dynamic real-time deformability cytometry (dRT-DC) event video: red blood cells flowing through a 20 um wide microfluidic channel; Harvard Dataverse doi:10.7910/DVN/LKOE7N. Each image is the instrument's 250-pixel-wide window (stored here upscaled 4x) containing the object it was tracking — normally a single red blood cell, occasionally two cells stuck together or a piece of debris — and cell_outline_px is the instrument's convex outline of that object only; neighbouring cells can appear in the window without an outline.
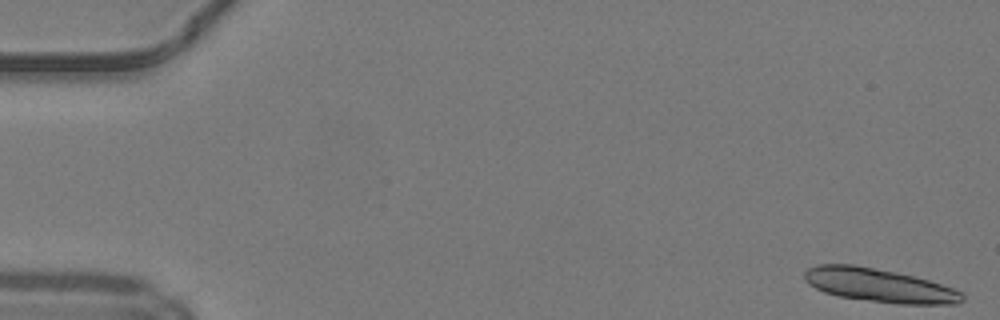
{"species": "common noctule bat (a hibernating species)", "species_latin": "Nyctalus noctula", "temperature_condition": "warm", "stored_images_in_passage": 19, "camera_frame_rate_fps": 3000, "um_per_image_px": 0.085, "animal": {"sex": "male", "body_mass_g": 19.2, "forearm_length_mm": 51.8}, "frame": {"image": 1, "passage_image": 1, "time_ms": 0.0, "image_size_px": [1000, 320], "cell_outline_px": [[964, 300], [960, 304], [896, 304], [840, 296], [824, 292], [808, 284], [804, 280], [804, 272], [808, 268], [816, 264], [852, 264], [896, 272], [928, 280], [964, 292]], "centroid_in_image_um": [74.73, 24.25], "position_along_channel_um": 10.3, "area_um2": 30.87}}
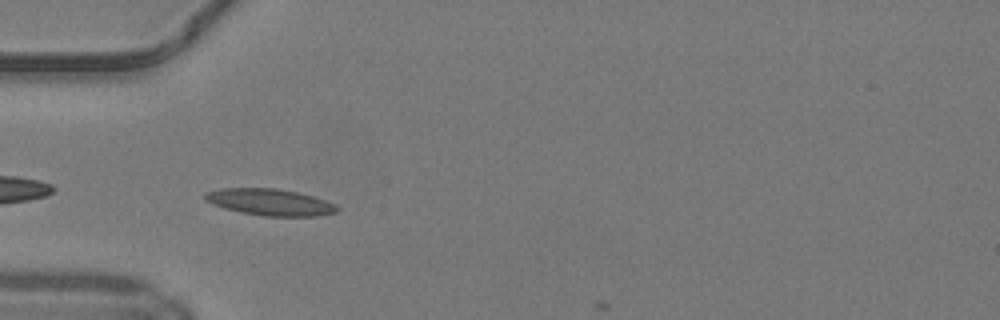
{"frame": {"image": 2, "passage_image": 16, "time_ms": 5.0, "image_size_px": [1000, 320], "cell_outline_px": [[340, 208], [336, 212], [316, 216], [264, 216], [240, 212], [224, 208], [212, 204], [204, 200], [204, 192], [220, 188], [276, 188], [296, 192], [312, 196], [324, 200]], "centroid_in_image_um": [22.88, 17.18], "position_along_channel_um": 62.1, "area_um2": 20.4}}